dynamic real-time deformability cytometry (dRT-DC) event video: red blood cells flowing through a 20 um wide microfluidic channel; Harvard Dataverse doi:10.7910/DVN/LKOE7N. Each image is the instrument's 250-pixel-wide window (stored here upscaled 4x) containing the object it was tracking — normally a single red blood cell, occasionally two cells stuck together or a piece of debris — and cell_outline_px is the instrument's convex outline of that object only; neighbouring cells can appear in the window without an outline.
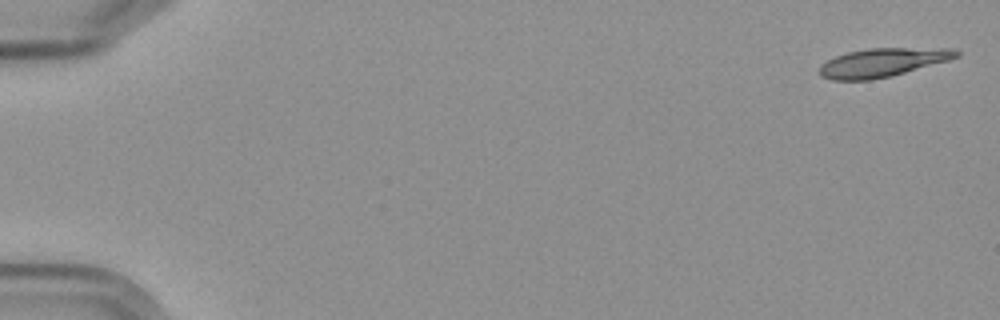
{"species": "Egyptian fruit bat (a non-hibernating species)", "species_latin": "Rousettus aegyptiacus", "temperature_condition": "cold", "stored_images_in_passage": 6, "camera_frame_rate_fps": 3000, "um_per_image_px": 0.085, "frame": {"image": 1, "passage_image": 1, "time_ms": 0.0, "image_size_px": [1000, 320], "cell_outline_px": [[960, 56], [948, 60], [892, 76], [872, 80], [832, 80], [820, 76], [820, 64], [836, 56], [848, 52], [868, 48], [952, 48], [960, 52]], "centroid_in_image_um": [75.02, 5.31], "position_along_channel_um": 10.0, "area_um2": 22.83}}
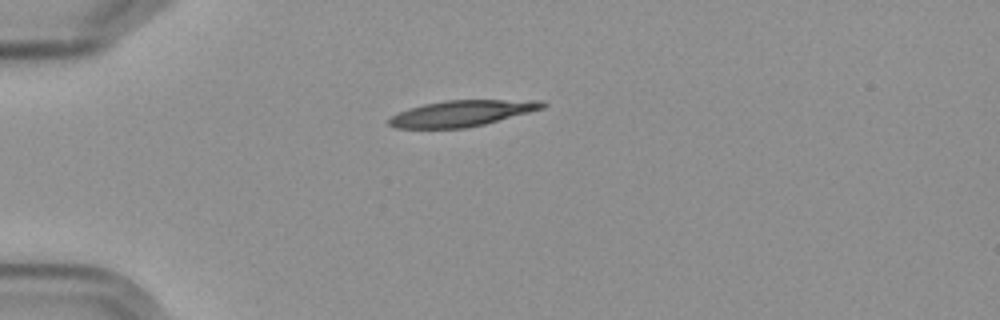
{"frame": {"image": 2, "passage_image": 5, "time_ms": 4.667, "image_size_px": [1000, 320], "cell_outline_px": [[548, 104], [544, 108], [484, 124], [464, 128], [396, 128], [388, 124], [388, 120], [392, 116], [408, 108], [424, 104], [444, 100], [544, 100]], "centroid_in_image_um": [39.27, 9.62], "position_along_channel_um": 45.7, "area_um2": 23.18}}